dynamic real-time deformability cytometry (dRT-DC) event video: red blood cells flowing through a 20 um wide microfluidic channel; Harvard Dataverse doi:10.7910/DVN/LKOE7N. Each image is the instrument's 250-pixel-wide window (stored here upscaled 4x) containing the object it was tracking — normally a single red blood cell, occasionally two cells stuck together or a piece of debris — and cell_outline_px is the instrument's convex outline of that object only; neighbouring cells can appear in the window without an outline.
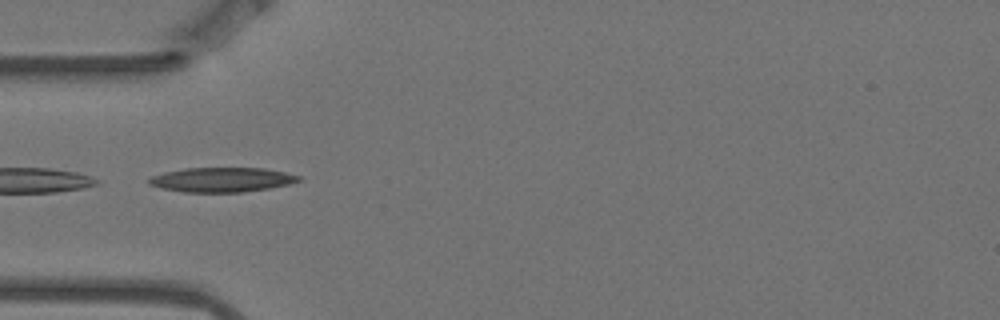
{"species": "Egyptian fruit bat (a non-hibernating species)", "species_latin": "Rousettus aegyptiacus", "temperature_condition": "warm", "stored_images_in_passage": 8, "camera_frame_rate_fps": 3000, "um_per_image_px": 0.085, "animal": {"sex": "female"}, "frame": {"image": 1, "passage_image": 3, "time_ms": 0.667, "image_size_px": [1000, 320], "cell_outline_px": [[300, 180], [288, 184], [268, 188], [244, 192], [184, 192], [160, 188], [148, 184], [148, 180], [152, 176], [164, 172], [184, 168], [264, 168], [284, 172], [300, 176]], "centroid_in_image_um": [18.81, 15.27], "position_along_channel_um": 66.2, "area_um2": 21.33}}
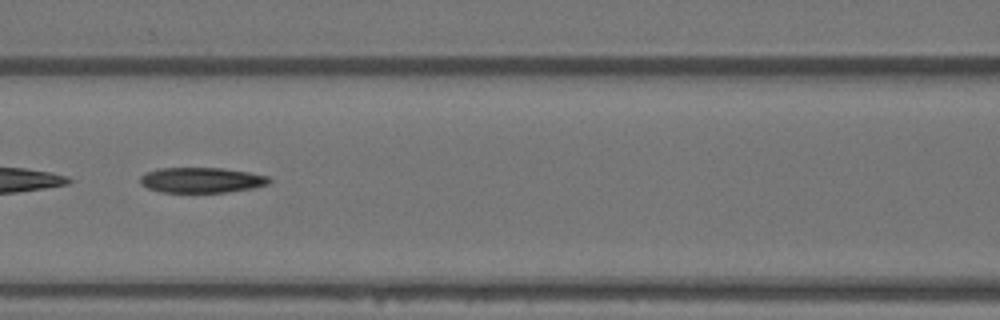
{"frame": {"image": 2, "passage_image": 5, "time_ms": 1.333, "image_size_px": [1000, 320], "cell_outline_px": [[272, 180], [268, 184], [252, 188], [228, 192], [160, 192], [148, 188], [140, 184], [140, 176], [156, 168], [224, 168], [248, 172], [268, 176]], "centroid_in_image_um": [17.12, 15.3], "position_along_channel_um": 149.5, "area_um2": 19.07}}
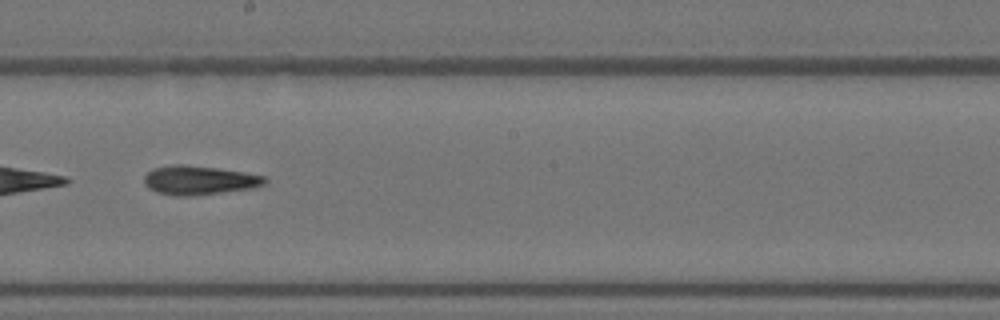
{"frame": {"image": 3, "passage_image": 7, "time_ms": 2.0, "image_size_px": [1000, 320], "cell_outline_px": [[268, 180], [264, 184], [256, 188], [192, 196], [172, 196], [156, 192], [148, 188], [144, 184], [144, 176], [152, 168], [176, 164], [184, 164], [216, 168], [244, 172], [264, 176]], "centroid_in_image_um": [16.92, 15.33], "position_along_channel_um": 231.3, "area_um2": 20.63}}